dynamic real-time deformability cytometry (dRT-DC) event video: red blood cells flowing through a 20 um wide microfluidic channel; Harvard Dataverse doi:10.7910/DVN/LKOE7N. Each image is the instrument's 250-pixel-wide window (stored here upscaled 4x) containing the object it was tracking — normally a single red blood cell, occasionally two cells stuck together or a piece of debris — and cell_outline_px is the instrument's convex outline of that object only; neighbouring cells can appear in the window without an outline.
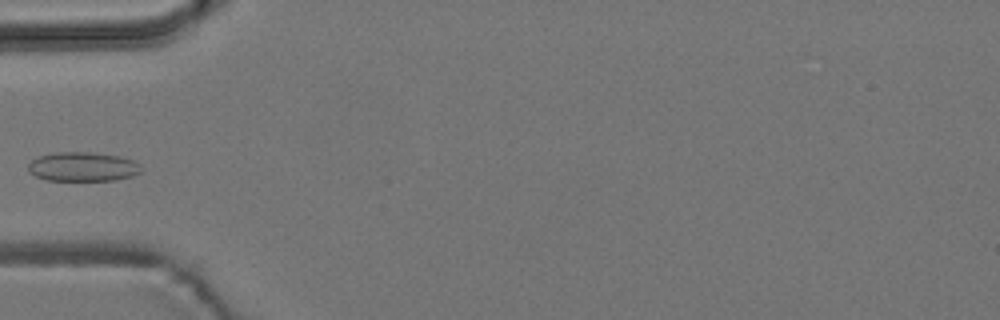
{"species": "common noctule bat (a hibernating species)", "species_latin": "Nyctalus noctula", "temperature_condition": "room temperature", "stored_images_in_passage": 5, "camera_frame_rate_fps": 3000, "um_per_image_px": 0.085, "animal": {"sex": "male", "body_mass_g": 19.2, "forearm_length_mm": 51.8}, "frame": {"image": 1, "passage_image": 4, "time_ms": 3.667, "image_size_px": [1000, 320], "cell_outline_px": [[140, 172], [132, 176], [116, 180], [48, 180], [36, 176], [28, 172], [28, 164], [32, 160], [40, 156], [56, 152], [88, 152], [120, 156], [132, 160], [140, 164]], "centroid_in_image_um": [7.03, 14.17], "position_along_channel_um": 78.0, "area_um2": 19.13}}
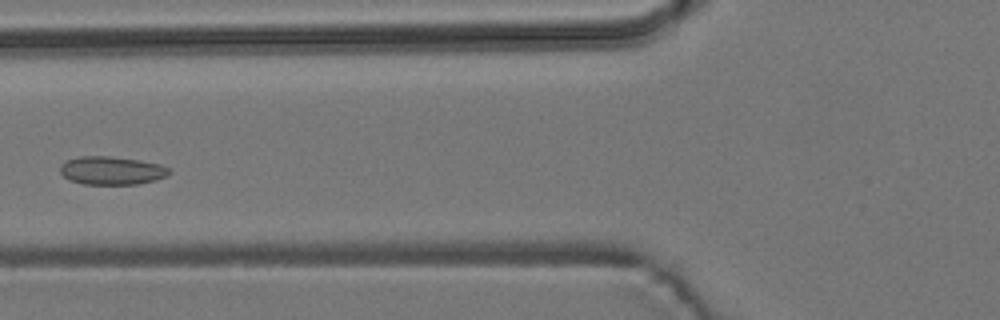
{"frame": {"image": 2, "passage_image": 5, "time_ms": 4.667, "image_size_px": [1000, 320], "cell_outline_px": [[172, 172], [156, 180], [136, 184], [84, 184], [68, 180], [60, 172], [60, 164], [68, 160], [80, 156], [108, 156], [140, 160], [160, 164], [168, 168]], "centroid_in_image_um": [9.47, 14.49], "position_along_channel_um": 116.3, "area_um2": 17.92}}